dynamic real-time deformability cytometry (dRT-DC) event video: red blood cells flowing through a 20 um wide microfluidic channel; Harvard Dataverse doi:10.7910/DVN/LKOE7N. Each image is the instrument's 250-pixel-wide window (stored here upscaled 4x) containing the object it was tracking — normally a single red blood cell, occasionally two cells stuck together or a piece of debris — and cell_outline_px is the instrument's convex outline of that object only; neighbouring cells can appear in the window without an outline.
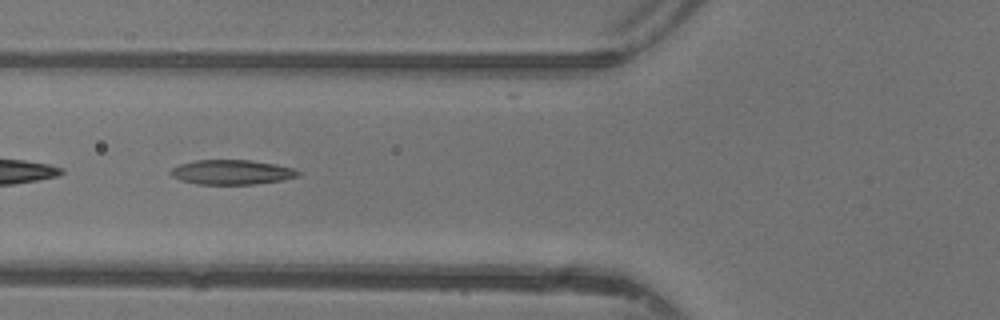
{"species": "common noctule bat (a hibernating species)", "species_latin": "Nyctalus noctula", "temperature_condition": "warm", "stored_images_in_passage": 36, "camera_frame_rate_fps": 3000, "um_per_image_px": 0.085, "animal": {"sex": "female"}, "frame": {"image": 1, "passage_image": 7, "time_ms": 2.0, "image_size_px": [1000, 320], "cell_outline_px": [[300, 176], [284, 180], [252, 184], [196, 184], [180, 180], [172, 176], [168, 172], [172, 168], [180, 164], [196, 160], [252, 160], [276, 164], [292, 168], [300, 172]], "centroid_in_image_um": [19.7, 14.63], "position_along_channel_um": 106.1, "area_um2": 18.38}}
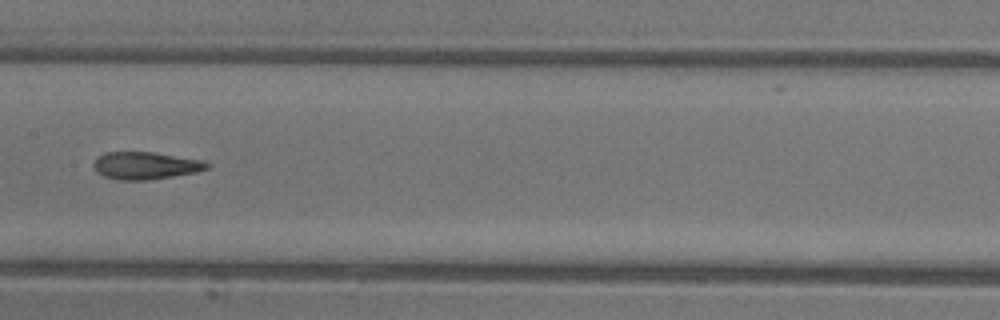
{"frame": {"image": 2, "passage_image": 13, "time_ms": 4.0, "image_size_px": [1000, 320], "cell_outline_px": [[212, 164], [208, 168], [196, 172], [148, 180], [116, 180], [104, 176], [96, 172], [92, 164], [104, 152], [152, 152], [204, 160]], "centroid_in_image_um": [12.38, 14.07], "position_along_channel_um": 195.0, "area_um2": 18.15}}
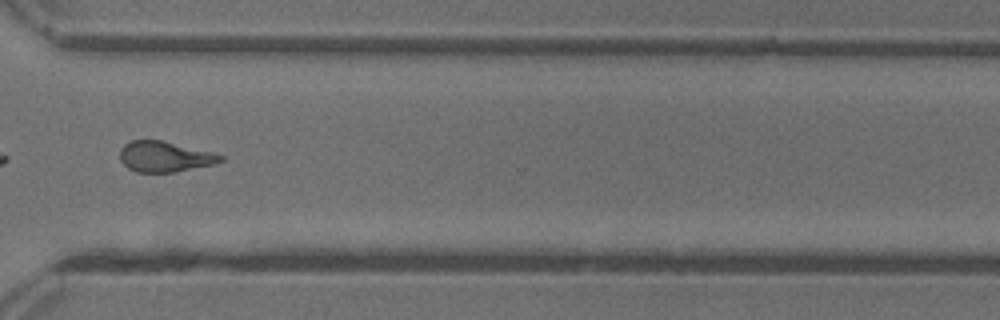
{"frame": {"image": 3, "passage_image": 24, "time_ms": 7.667, "image_size_px": [1000, 320], "cell_outline_px": [[224, 160], [212, 164], [176, 172], [136, 172], [128, 168], [120, 160], [120, 148], [124, 144], [132, 140], [160, 140], [212, 152], [224, 156]], "centroid_in_image_um": [13.97, 13.31], "position_along_channel_um": 356.6, "area_um2": 17.8}, "authors_computed_cell_mechanics": {"area_um2": 18.5249, "velocity_mm_per_s": 4.4206, "shape_relaxation_time_tau1_ms": 7.3301, "shape_relaxation_time_tau2_ms": 2.1303, "deformation_change_tau1": 0.2295, "deformation_change_tau2": 0.1202}}